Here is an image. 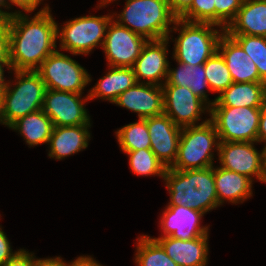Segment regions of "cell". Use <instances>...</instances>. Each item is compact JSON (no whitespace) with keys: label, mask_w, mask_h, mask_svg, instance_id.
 Returning a JSON list of instances; mask_svg holds the SVG:
<instances>
[{"label":"cell","mask_w":266,"mask_h":266,"mask_svg":"<svg viewBox=\"0 0 266 266\" xmlns=\"http://www.w3.org/2000/svg\"><path fill=\"white\" fill-rule=\"evenodd\" d=\"M256 64L259 77L266 83V37L230 35Z\"/></svg>","instance_id":"obj_31"},{"label":"cell","mask_w":266,"mask_h":266,"mask_svg":"<svg viewBox=\"0 0 266 266\" xmlns=\"http://www.w3.org/2000/svg\"><path fill=\"white\" fill-rule=\"evenodd\" d=\"M39 260L34 253L19 249L11 259L1 266H39Z\"/></svg>","instance_id":"obj_34"},{"label":"cell","mask_w":266,"mask_h":266,"mask_svg":"<svg viewBox=\"0 0 266 266\" xmlns=\"http://www.w3.org/2000/svg\"><path fill=\"white\" fill-rule=\"evenodd\" d=\"M146 123L151 141V151L166 166L176 161L181 129L166 114L147 117Z\"/></svg>","instance_id":"obj_16"},{"label":"cell","mask_w":266,"mask_h":266,"mask_svg":"<svg viewBox=\"0 0 266 266\" xmlns=\"http://www.w3.org/2000/svg\"><path fill=\"white\" fill-rule=\"evenodd\" d=\"M225 32L229 35L266 37V0H243Z\"/></svg>","instance_id":"obj_21"},{"label":"cell","mask_w":266,"mask_h":266,"mask_svg":"<svg viewBox=\"0 0 266 266\" xmlns=\"http://www.w3.org/2000/svg\"><path fill=\"white\" fill-rule=\"evenodd\" d=\"M18 251H12L10 241L0 226V266L11 259Z\"/></svg>","instance_id":"obj_36"},{"label":"cell","mask_w":266,"mask_h":266,"mask_svg":"<svg viewBox=\"0 0 266 266\" xmlns=\"http://www.w3.org/2000/svg\"><path fill=\"white\" fill-rule=\"evenodd\" d=\"M208 237L209 234L189 240L170 236L152 238L178 266H206L209 252Z\"/></svg>","instance_id":"obj_18"},{"label":"cell","mask_w":266,"mask_h":266,"mask_svg":"<svg viewBox=\"0 0 266 266\" xmlns=\"http://www.w3.org/2000/svg\"><path fill=\"white\" fill-rule=\"evenodd\" d=\"M204 69L210 92L221 94L233 83L225 60L218 50L204 63Z\"/></svg>","instance_id":"obj_30"},{"label":"cell","mask_w":266,"mask_h":266,"mask_svg":"<svg viewBox=\"0 0 266 266\" xmlns=\"http://www.w3.org/2000/svg\"><path fill=\"white\" fill-rule=\"evenodd\" d=\"M129 156V166L134 174L164 178L166 166L156 157L151 149L123 151Z\"/></svg>","instance_id":"obj_29"},{"label":"cell","mask_w":266,"mask_h":266,"mask_svg":"<svg viewBox=\"0 0 266 266\" xmlns=\"http://www.w3.org/2000/svg\"><path fill=\"white\" fill-rule=\"evenodd\" d=\"M257 142H266V103L261 107L259 126L257 132Z\"/></svg>","instance_id":"obj_39"},{"label":"cell","mask_w":266,"mask_h":266,"mask_svg":"<svg viewBox=\"0 0 266 266\" xmlns=\"http://www.w3.org/2000/svg\"><path fill=\"white\" fill-rule=\"evenodd\" d=\"M258 142H220L218 160L220 167L245 175L254 181V176L266 183L263 150L254 144Z\"/></svg>","instance_id":"obj_11"},{"label":"cell","mask_w":266,"mask_h":266,"mask_svg":"<svg viewBox=\"0 0 266 266\" xmlns=\"http://www.w3.org/2000/svg\"><path fill=\"white\" fill-rule=\"evenodd\" d=\"M97 262L91 256H79L74 261H71V266H103Z\"/></svg>","instance_id":"obj_40"},{"label":"cell","mask_w":266,"mask_h":266,"mask_svg":"<svg viewBox=\"0 0 266 266\" xmlns=\"http://www.w3.org/2000/svg\"><path fill=\"white\" fill-rule=\"evenodd\" d=\"M47 5V6H46ZM33 17L20 10L5 19L9 37L10 71H36L57 50V22L48 4Z\"/></svg>","instance_id":"obj_1"},{"label":"cell","mask_w":266,"mask_h":266,"mask_svg":"<svg viewBox=\"0 0 266 266\" xmlns=\"http://www.w3.org/2000/svg\"><path fill=\"white\" fill-rule=\"evenodd\" d=\"M218 51L225 60L233 82H264L250 56L225 31L219 39Z\"/></svg>","instance_id":"obj_19"},{"label":"cell","mask_w":266,"mask_h":266,"mask_svg":"<svg viewBox=\"0 0 266 266\" xmlns=\"http://www.w3.org/2000/svg\"><path fill=\"white\" fill-rule=\"evenodd\" d=\"M39 266H71V262L67 263L59 256L54 258H40Z\"/></svg>","instance_id":"obj_41"},{"label":"cell","mask_w":266,"mask_h":266,"mask_svg":"<svg viewBox=\"0 0 266 266\" xmlns=\"http://www.w3.org/2000/svg\"><path fill=\"white\" fill-rule=\"evenodd\" d=\"M265 103V82H233L214 99L212 106L262 107Z\"/></svg>","instance_id":"obj_23"},{"label":"cell","mask_w":266,"mask_h":266,"mask_svg":"<svg viewBox=\"0 0 266 266\" xmlns=\"http://www.w3.org/2000/svg\"><path fill=\"white\" fill-rule=\"evenodd\" d=\"M82 94L46 89L42 110L55 127L91 125L84 105L89 95L83 99Z\"/></svg>","instance_id":"obj_10"},{"label":"cell","mask_w":266,"mask_h":266,"mask_svg":"<svg viewBox=\"0 0 266 266\" xmlns=\"http://www.w3.org/2000/svg\"><path fill=\"white\" fill-rule=\"evenodd\" d=\"M168 43L169 38H164L147 40L143 45L140 56L132 66L137 82L158 86L166 82L169 69Z\"/></svg>","instance_id":"obj_14"},{"label":"cell","mask_w":266,"mask_h":266,"mask_svg":"<svg viewBox=\"0 0 266 266\" xmlns=\"http://www.w3.org/2000/svg\"><path fill=\"white\" fill-rule=\"evenodd\" d=\"M9 128L19 132L27 145L33 147L43 143L48 145L54 125L41 109L19 118Z\"/></svg>","instance_id":"obj_26"},{"label":"cell","mask_w":266,"mask_h":266,"mask_svg":"<svg viewBox=\"0 0 266 266\" xmlns=\"http://www.w3.org/2000/svg\"><path fill=\"white\" fill-rule=\"evenodd\" d=\"M177 63L178 67L175 69L170 68L169 63L167 80L163 85L188 87L197 97L211 107L214 104V100H211V102L207 98V91H205L207 89L210 91V87L206 79L204 64L193 66L192 64Z\"/></svg>","instance_id":"obj_25"},{"label":"cell","mask_w":266,"mask_h":266,"mask_svg":"<svg viewBox=\"0 0 266 266\" xmlns=\"http://www.w3.org/2000/svg\"><path fill=\"white\" fill-rule=\"evenodd\" d=\"M2 7L4 9H7V10L9 8V10H10L11 6H9V1L8 0H0V15L2 17H4L5 19L9 18L11 15H13L16 12V11H14V12L4 11V10H2Z\"/></svg>","instance_id":"obj_42"},{"label":"cell","mask_w":266,"mask_h":266,"mask_svg":"<svg viewBox=\"0 0 266 266\" xmlns=\"http://www.w3.org/2000/svg\"><path fill=\"white\" fill-rule=\"evenodd\" d=\"M164 114L180 128L199 125L201 115L210 113V107L188 87L162 85Z\"/></svg>","instance_id":"obj_13"},{"label":"cell","mask_w":266,"mask_h":266,"mask_svg":"<svg viewBox=\"0 0 266 266\" xmlns=\"http://www.w3.org/2000/svg\"><path fill=\"white\" fill-rule=\"evenodd\" d=\"M263 157H264V166L266 169V142H265V146L263 147Z\"/></svg>","instance_id":"obj_46"},{"label":"cell","mask_w":266,"mask_h":266,"mask_svg":"<svg viewBox=\"0 0 266 266\" xmlns=\"http://www.w3.org/2000/svg\"><path fill=\"white\" fill-rule=\"evenodd\" d=\"M116 14L77 17L65 22L62 29L57 25L61 51H69L72 55H87L99 45L102 47L108 24Z\"/></svg>","instance_id":"obj_7"},{"label":"cell","mask_w":266,"mask_h":266,"mask_svg":"<svg viewBox=\"0 0 266 266\" xmlns=\"http://www.w3.org/2000/svg\"><path fill=\"white\" fill-rule=\"evenodd\" d=\"M115 133L122 151H136L151 147L146 118H138L137 122L125 125Z\"/></svg>","instance_id":"obj_28"},{"label":"cell","mask_w":266,"mask_h":266,"mask_svg":"<svg viewBox=\"0 0 266 266\" xmlns=\"http://www.w3.org/2000/svg\"><path fill=\"white\" fill-rule=\"evenodd\" d=\"M219 136L210 118L199 125L181 129L174 170L204 169L214 166V151L219 148ZM215 148V149H213Z\"/></svg>","instance_id":"obj_6"},{"label":"cell","mask_w":266,"mask_h":266,"mask_svg":"<svg viewBox=\"0 0 266 266\" xmlns=\"http://www.w3.org/2000/svg\"><path fill=\"white\" fill-rule=\"evenodd\" d=\"M215 26L177 18L171 29V33L179 31L174 40V60L193 66L204 64L218 50L219 39L225 31L223 28L217 30Z\"/></svg>","instance_id":"obj_5"},{"label":"cell","mask_w":266,"mask_h":266,"mask_svg":"<svg viewBox=\"0 0 266 266\" xmlns=\"http://www.w3.org/2000/svg\"><path fill=\"white\" fill-rule=\"evenodd\" d=\"M5 22V18L0 15V26Z\"/></svg>","instance_id":"obj_47"},{"label":"cell","mask_w":266,"mask_h":266,"mask_svg":"<svg viewBox=\"0 0 266 266\" xmlns=\"http://www.w3.org/2000/svg\"><path fill=\"white\" fill-rule=\"evenodd\" d=\"M10 70L9 62V37L6 22L0 26V67Z\"/></svg>","instance_id":"obj_35"},{"label":"cell","mask_w":266,"mask_h":266,"mask_svg":"<svg viewBox=\"0 0 266 266\" xmlns=\"http://www.w3.org/2000/svg\"><path fill=\"white\" fill-rule=\"evenodd\" d=\"M261 107L211 106L220 142H257Z\"/></svg>","instance_id":"obj_8"},{"label":"cell","mask_w":266,"mask_h":266,"mask_svg":"<svg viewBox=\"0 0 266 266\" xmlns=\"http://www.w3.org/2000/svg\"><path fill=\"white\" fill-rule=\"evenodd\" d=\"M163 180L169 191L167 206H189L204 214L219 207L214 166L194 170L167 168Z\"/></svg>","instance_id":"obj_2"},{"label":"cell","mask_w":266,"mask_h":266,"mask_svg":"<svg viewBox=\"0 0 266 266\" xmlns=\"http://www.w3.org/2000/svg\"><path fill=\"white\" fill-rule=\"evenodd\" d=\"M113 104L136 112L141 119L161 115L164 113L163 87L137 82L121 93Z\"/></svg>","instance_id":"obj_17"},{"label":"cell","mask_w":266,"mask_h":266,"mask_svg":"<svg viewBox=\"0 0 266 266\" xmlns=\"http://www.w3.org/2000/svg\"><path fill=\"white\" fill-rule=\"evenodd\" d=\"M104 77L88 93L89 100L100 98L113 103L117 97L137 83L136 75L129 67H111Z\"/></svg>","instance_id":"obj_24"},{"label":"cell","mask_w":266,"mask_h":266,"mask_svg":"<svg viewBox=\"0 0 266 266\" xmlns=\"http://www.w3.org/2000/svg\"><path fill=\"white\" fill-rule=\"evenodd\" d=\"M4 71L1 67H0V91H2V86H3V83H4V80H5V77H4Z\"/></svg>","instance_id":"obj_43"},{"label":"cell","mask_w":266,"mask_h":266,"mask_svg":"<svg viewBox=\"0 0 266 266\" xmlns=\"http://www.w3.org/2000/svg\"><path fill=\"white\" fill-rule=\"evenodd\" d=\"M214 181L219 206L225 201L238 204L252 197L253 181L245 175L219 166L214 168Z\"/></svg>","instance_id":"obj_22"},{"label":"cell","mask_w":266,"mask_h":266,"mask_svg":"<svg viewBox=\"0 0 266 266\" xmlns=\"http://www.w3.org/2000/svg\"><path fill=\"white\" fill-rule=\"evenodd\" d=\"M15 83L2 86V125L9 127L19 118L42 109L45 83L37 71H14ZM13 88H12V87Z\"/></svg>","instance_id":"obj_4"},{"label":"cell","mask_w":266,"mask_h":266,"mask_svg":"<svg viewBox=\"0 0 266 266\" xmlns=\"http://www.w3.org/2000/svg\"><path fill=\"white\" fill-rule=\"evenodd\" d=\"M46 89L84 93L91 75L78 62L58 50L50 54L36 70Z\"/></svg>","instance_id":"obj_9"},{"label":"cell","mask_w":266,"mask_h":266,"mask_svg":"<svg viewBox=\"0 0 266 266\" xmlns=\"http://www.w3.org/2000/svg\"><path fill=\"white\" fill-rule=\"evenodd\" d=\"M91 125L79 126H58L53 128L52 135L49 138L50 158L57 160L65 159L69 155L76 154L88 147L91 133Z\"/></svg>","instance_id":"obj_20"},{"label":"cell","mask_w":266,"mask_h":266,"mask_svg":"<svg viewBox=\"0 0 266 266\" xmlns=\"http://www.w3.org/2000/svg\"><path fill=\"white\" fill-rule=\"evenodd\" d=\"M194 0H167L172 13L180 18L190 7Z\"/></svg>","instance_id":"obj_37"},{"label":"cell","mask_w":266,"mask_h":266,"mask_svg":"<svg viewBox=\"0 0 266 266\" xmlns=\"http://www.w3.org/2000/svg\"><path fill=\"white\" fill-rule=\"evenodd\" d=\"M2 91H0V124H2Z\"/></svg>","instance_id":"obj_45"},{"label":"cell","mask_w":266,"mask_h":266,"mask_svg":"<svg viewBox=\"0 0 266 266\" xmlns=\"http://www.w3.org/2000/svg\"><path fill=\"white\" fill-rule=\"evenodd\" d=\"M137 241L134 258L137 266H178L150 236L142 235Z\"/></svg>","instance_id":"obj_27"},{"label":"cell","mask_w":266,"mask_h":266,"mask_svg":"<svg viewBox=\"0 0 266 266\" xmlns=\"http://www.w3.org/2000/svg\"><path fill=\"white\" fill-rule=\"evenodd\" d=\"M115 21L146 40L170 38L171 25L177 17L167 0H126Z\"/></svg>","instance_id":"obj_3"},{"label":"cell","mask_w":266,"mask_h":266,"mask_svg":"<svg viewBox=\"0 0 266 266\" xmlns=\"http://www.w3.org/2000/svg\"><path fill=\"white\" fill-rule=\"evenodd\" d=\"M9 6L15 5L22 9V11L27 13H32L34 10L39 7L38 5L41 4L43 0H8Z\"/></svg>","instance_id":"obj_38"},{"label":"cell","mask_w":266,"mask_h":266,"mask_svg":"<svg viewBox=\"0 0 266 266\" xmlns=\"http://www.w3.org/2000/svg\"><path fill=\"white\" fill-rule=\"evenodd\" d=\"M146 42L144 37L112 19L108 24L102 46L108 66L132 68Z\"/></svg>","instance_id":"obj_12"},{"label":"cell","mask_w":266,"mask_h":266,"mask_svg":"<svg viewBox=\"0 0 266 266\" xmlns=\"http://www.w3.org/2000/svg\"><path fill=\"white\" fill-rule=\"evenodd\" d=\"M113 1H116V0H100V3H99V8H102V7H106V5L112 3Z\"/></svg>","instance_id":"obj_44"},{"label":"cell","mask_w":266,"mask_h":266,"mask_svg":"<svg viewBox=\"0 0 266 266\" xmlns=\"http://www.w3.org/2000/svg\"><path fill=\"white\" fill-rule=\"evenodd\" d=\"M214 0H194L191 7L180 17L188 22L215 24Z\"/></svg>","instance_id":"obj_32"},{"label":"cell","mask_w":266,"mask_h":266,"mask_svg":"<svg viewBox=\"0 0 266 266\" xmlns=\"http://www.w3.org/2000/svg\"><path fill=\"white\" fill-rule=\"evenodd\" d=\"M243 0H214L215 25L224 30L235 19Z\"/></svg>","instance_id":"obj_33"},{"label":"cell","mask_w":266,"mask_h":266,"mask_svg":"<svg viewBox=\"0 0 266 266\" xmlns=\"http://www.w3.org/2000/svg\"><path fill=\"white\" fill-rule=\"evenodd\" d=\"M203 216L204 213L189 206H166L159 221L163 232L160 237L189 240L207 235L209 225L200 224Z\"/></svg>","instance_id":"obj_15"}]
</instances>
